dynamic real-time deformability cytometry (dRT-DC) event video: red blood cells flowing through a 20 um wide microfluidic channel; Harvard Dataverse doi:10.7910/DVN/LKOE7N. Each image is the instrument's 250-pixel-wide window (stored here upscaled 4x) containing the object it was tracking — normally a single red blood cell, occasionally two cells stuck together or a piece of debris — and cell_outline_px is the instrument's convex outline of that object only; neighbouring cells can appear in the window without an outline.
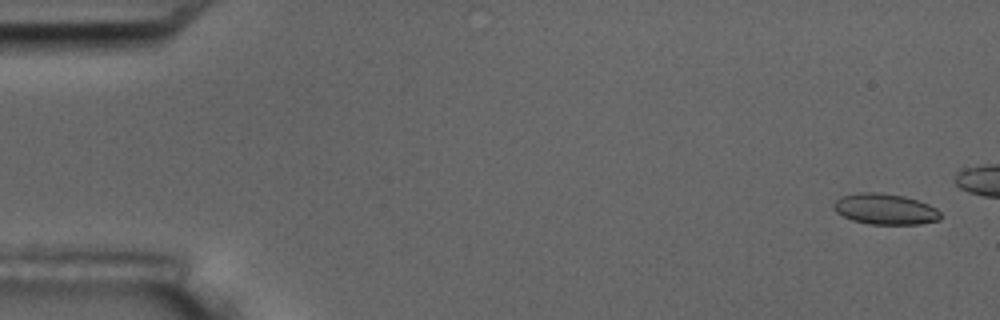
{"species": "common noctule bat (a hibernating species)", "species_latin": "Nyctalus noctula", "temperature_condition": "room temperature", "stored_images_in_passage": 6, "camera_frame_rate_fps": 3000, "um_per_image_px": 0.085, "animal": {"sex": "male", "body_mass_g": 17.5, "forearm_length_mm": 52.3}, "frame": {"image": 1, "passage_image": 1, "time_ms": 0.0, "image_size_px": [1000, 320], "cell_outline_px": [[940, 220], [920, 224], [868, 224], [852, 220], [836, 212], [832, 208], [832, 204], [836, 200], [844, 196], [860, 192], [876, 192], [904, 196], [928, 204], [936, 208], [940, 212]], "centroid_in_image_um": [75.23, 17.78], "position_along_channel_um": 9.8, "area_um2": 19.13}}